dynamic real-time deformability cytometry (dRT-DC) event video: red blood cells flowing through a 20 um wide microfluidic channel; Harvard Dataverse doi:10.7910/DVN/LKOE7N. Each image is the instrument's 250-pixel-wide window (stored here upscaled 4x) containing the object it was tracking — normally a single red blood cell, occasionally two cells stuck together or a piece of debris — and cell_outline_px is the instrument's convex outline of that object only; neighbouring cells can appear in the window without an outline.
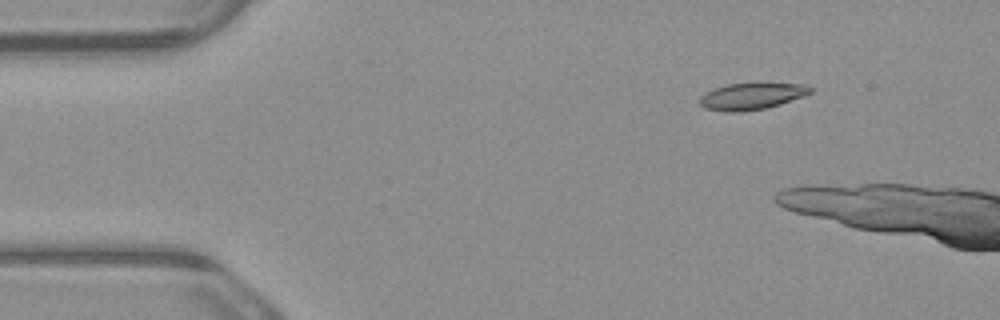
{"species": "common noctule bat (a hibernating species)", "species_latin": "Nyctalus noctula", "temperature_condition": "warm", "stored_images_in_passage": 5, "camera_frame_rate_fps": 3000, "um_per_image_px": 0.085, "animal": {"sex": "male", "body_mass_g": 23.1, "forearm_length_mm": 52.7}, "frame": {"image": 1, "passage_image": 5, "time_ms": 1.333, "image_size_px": [1000, 320], "cell_outline_px": [[812, 92], [804, 96], [780, 104], [764, 108], [740, 112], [728, 112], [704, 108], [700, 104], [700, 96], [704, 92], [712, 88], [728, 84], [804, 84], [812, 88]], "centroid_in_image_um": [63.84, 8.19], "position_along_channel_um": 21.2, "area_um2": 16.99}}